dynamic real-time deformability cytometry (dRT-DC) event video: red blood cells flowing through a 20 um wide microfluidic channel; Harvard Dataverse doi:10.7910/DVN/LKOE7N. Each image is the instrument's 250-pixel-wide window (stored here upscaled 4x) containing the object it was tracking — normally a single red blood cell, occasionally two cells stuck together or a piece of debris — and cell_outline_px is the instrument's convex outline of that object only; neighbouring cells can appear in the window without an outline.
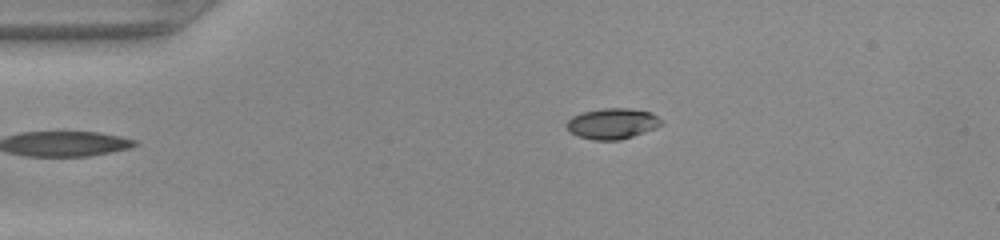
{"species": "common noctule bat (a hibernating species)", "species_latin": "Nyctalus noctula", "temperature_condition": "warm", "stored_images_in_passage": 34, "camera_frame_rate_fps": 3000, "um_per_image_px": 0.085, "animal": {"sex": "female", "body_mass_g": 22.0, "forearm_length_mm": 56.7}, "frame": {"image": 1, "passage_image": 1, "time_ms": 0.0, "image_size_px": [1000, 240], "cell_outline_px": [[664, 120], [656, 128], [620, 140], [592, 140], [580, 136], [572, 132], [568, 128], [568, 120], [572, 116], [584, 112], [604, 108], [628, 108], [652, 112]], "centroid_in_image_um": [52.1, 10.5], "position_along_channel_um": 32.9, "area_um2": 16.76}}
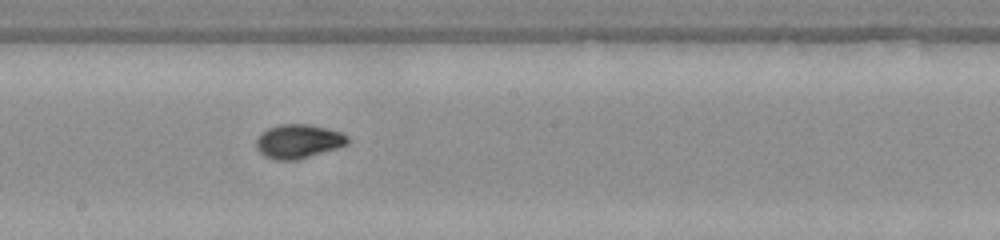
{"frame": {"image": 2, "passage_image": 18, "time_ms": 5.667, "image_size_px": [1000, 240], "cell_outline_px": [[348, 144], [336, 148], [296, 160], [276, 160], [264, 156], [256, 148], [256, 140], [268, 128], [280, 124], [308, 124], [340, 132], [348, 136]], "centroid_in_image_um": [25.35, 12.02], "position_along_channel_um": 222.9, "area_um2": 17.8}}
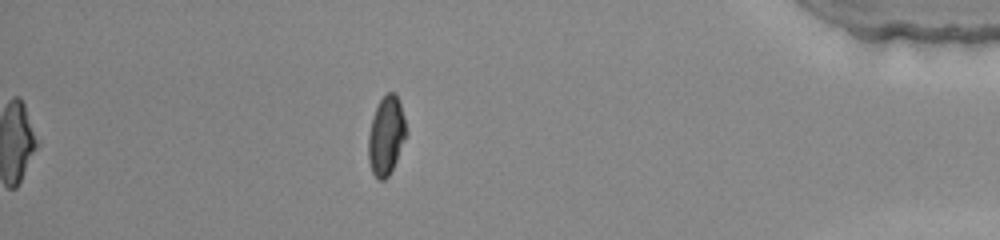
{"frame": {"image": 3, "passage_image": 34, "time_ms": 11.0, "image_size_px": [1000, 240], "cell_outline_px": [[404, 136], [396, 160], [388, 176], [384, 180], [380, 180], [372, 172], [368, 160], [368, 136], [372, 120], [376, 108], [380, 100], [388, 92], [396, 92], [400, 104], [404, 120]], "centroid_in_image_um": [32.78, 11.53], "position_along_channel_um": 402.4, "area_um2": 16.65}}